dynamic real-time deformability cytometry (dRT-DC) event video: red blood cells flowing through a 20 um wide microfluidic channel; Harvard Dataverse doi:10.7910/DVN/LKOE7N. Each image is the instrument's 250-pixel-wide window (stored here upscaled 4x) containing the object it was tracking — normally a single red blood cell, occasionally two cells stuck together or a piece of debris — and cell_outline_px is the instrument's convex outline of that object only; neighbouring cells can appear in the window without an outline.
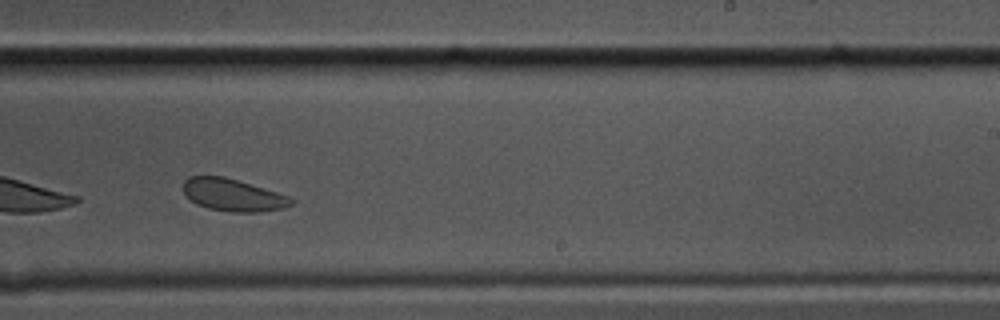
{"species": "common noctule bat (a hibernating species)", "species_latin": "Nyctalus noctula", "temperature_condition": "cold", "stored_images_in_passage": 41, "camera_frame_rate_fps": 3000, "um_per_image_px": 0.085, "animal": {"sex": "male", "body_mass_g": 17.5, "forearm_length_mm": 52.3}, "frame": {"image": 1, "passage_image": 30, "time_ms": 9.667, "image_size_px": [1000, 320], "cell_outline_px": [[296, 200], [292, 204], [284, 208], [260, 212], [228, 212], [208, 208], [196, 204], [184, 192], [184, 180], [188, 176], [224, 176], [276, 192], [288, 196]], "centroid_in_image_um": [19.81, 16.58], "position_along_channel_um": 269.2, "area_um2": 20.23}}
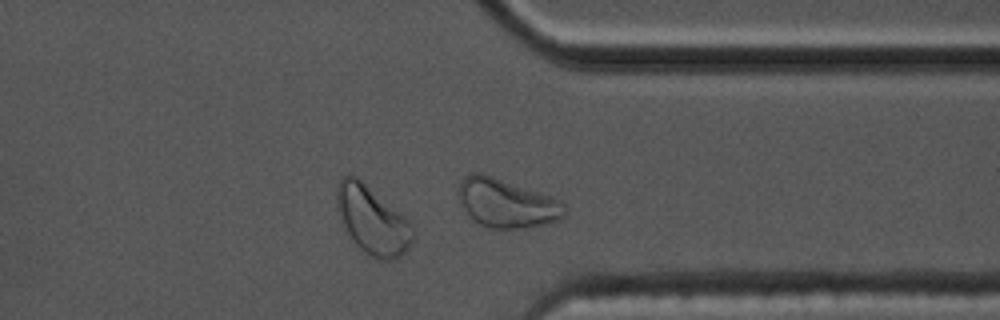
{"frame": {"image": 2, "passage_image": 39, "time_ms": 12.667, "image_size_px": [1000, 320], "cell_outline_px": [[416, 236], [408, 248], [396, 260], [380, 260], [364, 252], [356, 244], [344, 228], [336, 208], [336, 188], [340, 180], [344, 176], [356, 176], [404, 216], [416, 228]], "centroid_in_image_um": [31.67, 18.75], "position_along_channel_um": 379.7, "area_um2": 30.11}, "authors_computed_cell_mechanics": {"area_um2": 21.097, "velocity_mm_per_s": 3.3179, "shape_relaxation_time_tau1_ms": 6.4282, "shape_relaxation_time_tau2_ms": null, "deformation_change_tau1": 0.0838, "deformation_change_tau2": null}}